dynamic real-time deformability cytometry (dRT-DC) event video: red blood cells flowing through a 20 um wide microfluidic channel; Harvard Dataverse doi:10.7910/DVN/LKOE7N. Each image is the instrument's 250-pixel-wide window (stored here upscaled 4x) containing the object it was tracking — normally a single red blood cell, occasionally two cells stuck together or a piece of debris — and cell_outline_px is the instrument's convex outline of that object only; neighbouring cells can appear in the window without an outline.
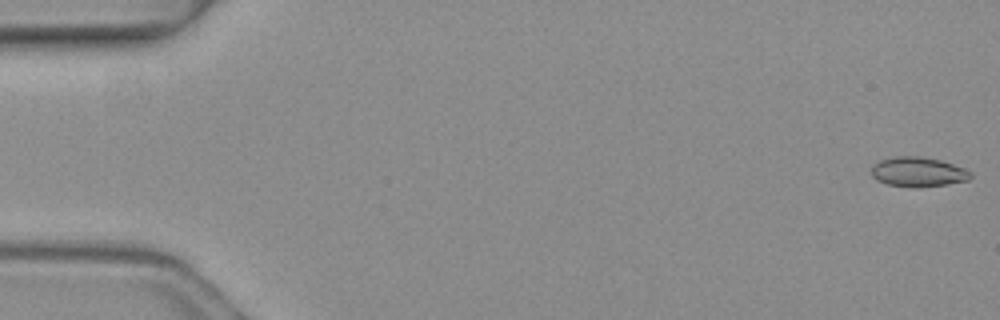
{"species": "common noctule bat (a hibernating species)", "species_latin": "Nyctalus noctula", "temperature_condition": "warm", "stored_images_in_passage": 7, "camera_frame_rate_fps": 3000, "um_per_image_px": 0.085, "animal": {"sex": "female", "body_mass_g": 19.3, "forearm_length_mm": 54.1}, "frame": {"image": 1, "passage_image": 1, "time_ms": 0.0, "image_size_px": [1000, 320], "cell_outline_px": [[972, 176], [968, 180], [948, 184], [916, 188], [912, 188], [888, 184], [876, 180], [872, 176], [872, 164], [880, 160], [892, 156], [920, 156], [940, 160], [964, 168], [972, 172]], "centroid_in_image_um": [78.02, 14.61], "position_along_channel_um": 7.0, "area_um2": 17.34}}
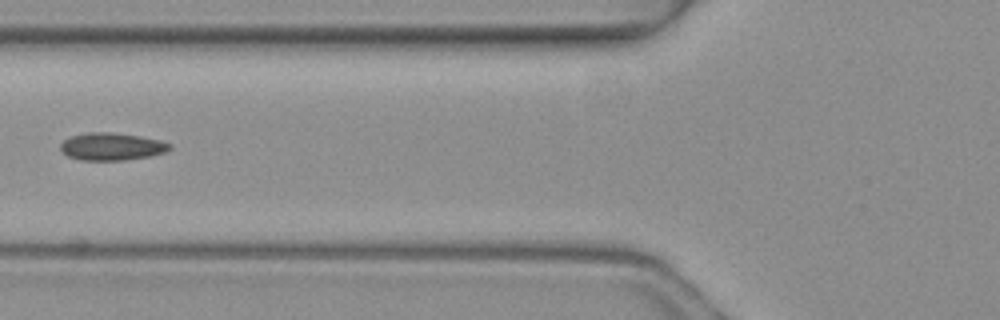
{"frame": {"image": 2, "passage_image": 6, "time_ms": 1.667, "image_size_px": [1000, 320], "cell_outline_px": [[172, 148], [164, 152], [152, 156], [124, 160], [80, 160], [68, 156], [60, 148], [60, 144], [64, 140], [72, 136], [88, 132], [112, 132], [140, 136], [160, 140], [172, 144]], "centroid_in_image_um": [9.52, 12.45], "position_along_channel_um": 116.3, "area_um2": 17.51}}
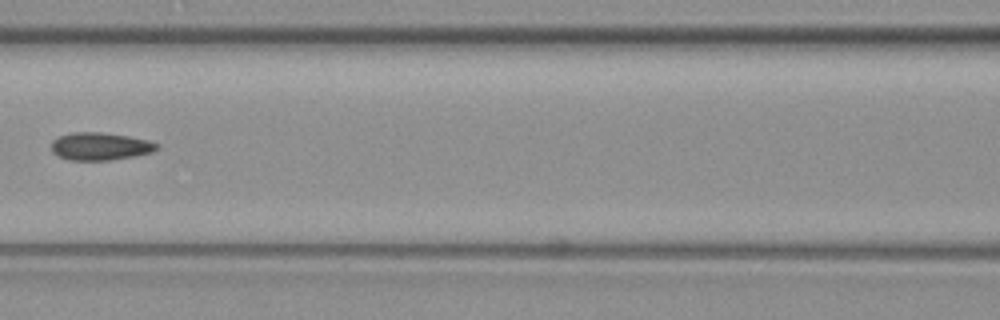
{"frame": {"image": 3, "passage_image": 7, "time_ms": 2.0, "image_size_px": [1000, 320], "cell_outline_px": [[160, 148], [152, 152], [136, 156], [112, 160], [68, 160], [56, 156], [52, 152], [52, 140], [60, 136], [72, 132], [100, 132], [128, 136], [148, 140], [160, 144]], "centroid_in_image_um": [8.53, 12.44], "position_along_channel_um": 158.1, "area_um2": 17.22}}